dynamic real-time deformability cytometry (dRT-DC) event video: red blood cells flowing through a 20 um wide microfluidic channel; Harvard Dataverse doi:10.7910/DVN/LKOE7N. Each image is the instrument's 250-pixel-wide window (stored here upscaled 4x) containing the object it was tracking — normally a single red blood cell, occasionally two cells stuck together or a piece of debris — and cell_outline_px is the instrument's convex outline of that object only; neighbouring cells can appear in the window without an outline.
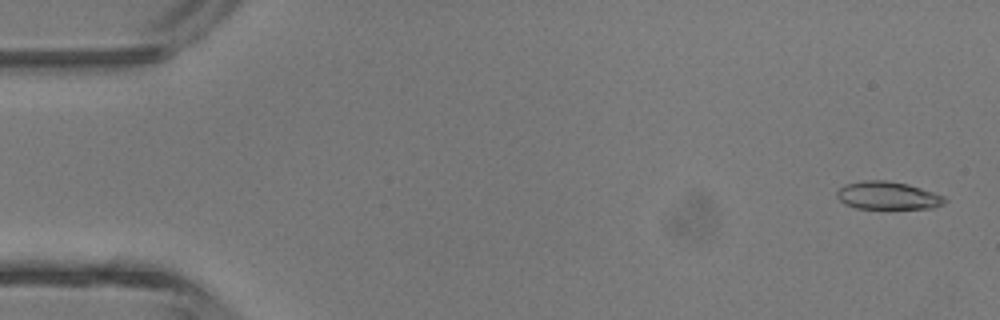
{"species": "common noctule bat (a hibernating species)", "species_latin": "Nyctalus noctula", "temperature_condition": "room temperature", "stored_images_in_passage": 4, "camera_frame_rate_fps": 3000, "um_per_image_px": 0.085, "animal": {"sex": "male", "body_mass_g": 13.3}, "frame": {"image": 1, "passage_image": 1, "time_ms": 0.0, "image_size_px": [1000, 320], "cell_outline_px": [[948, 200], [944, 204], [932, 208], [856, 208], [844, 204], [836, 196], [836, 192], [844, 184], [864, 180], [884, 180], [908, 184], [944, 196]], "centroid_in_image_um": [75.44, 16.62], "position_along_channel_um": 9.6, "area_um2": 17.46}}
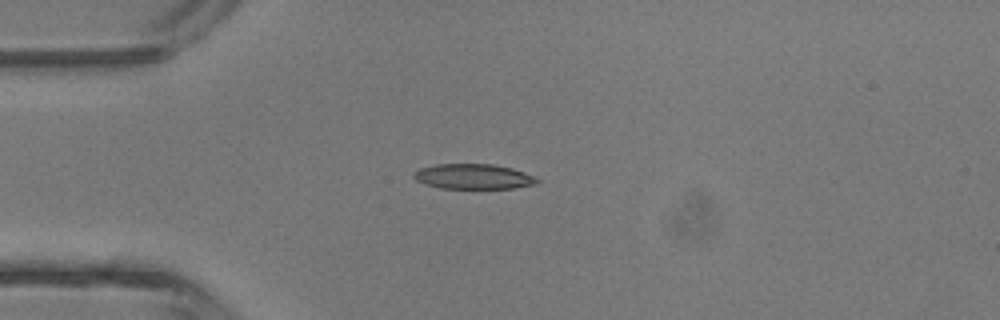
{"frame": {"image": 2, "passage_image": 3, "time_ms": 3.333, "image_size_px": [1000, 320], "cell_outline_px": [[540, 180], [532, 184], [512, 188], [440, 188], [424, 184], [416, 180], [412, 176], [412, 172], [420, 168], [436, 164], [492, 164], [512, 168], [536, 176]], "centroid_in_image_um": [40.19, 15.0], "position_along_channel_um": 44.8, "area_um2": 18.03}}